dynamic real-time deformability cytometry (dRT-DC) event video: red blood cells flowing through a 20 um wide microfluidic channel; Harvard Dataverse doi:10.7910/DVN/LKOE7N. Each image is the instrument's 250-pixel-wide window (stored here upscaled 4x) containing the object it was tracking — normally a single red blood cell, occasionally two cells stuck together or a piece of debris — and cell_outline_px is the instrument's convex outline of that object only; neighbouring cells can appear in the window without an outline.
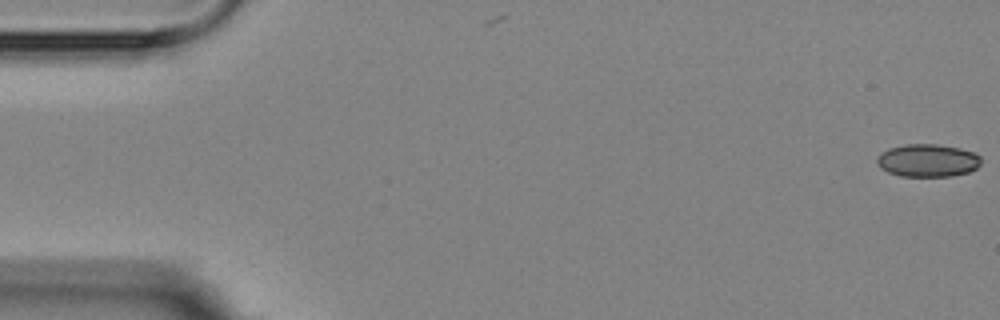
{"species": "Egyptian fruit bat (a non-hibernating species)", "species_latin": "Rousettus aegyptiacus", "temperature_condition": "room temperature", "stored_images_in_passage": 7, "camera_frame_rate_fps": 3000, "um_per_image_px": 0.085, "animal": {"sex": "female"}, "frame": {"image": 1, "passage_image": 1, "time_ms": 0.0, "image_size_px": [1000, 320], "cell_outline_px": [[980, 164], [976, 168], [968, 172], [952, 176], [900, 176], [888, 172], [880, 168], [876, 164], [876, 160], [880, 152], [888, 148], [904, 144], [936, 144], [960, 148], [976, 152], [980, 156]], "centroid_in_image_um": [78.83, 13.63], "position_along_channel_um": 6.2, "area_um2": 20.11}}
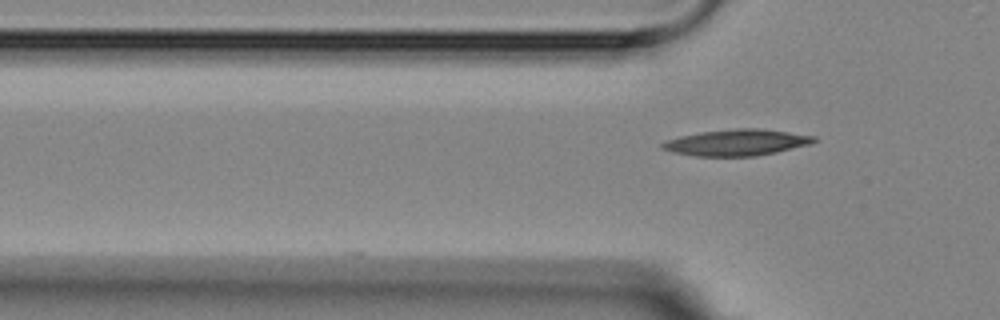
{"frame": {"image": 2, "passage_image": 7, "time_ms": 7.667, "image_size_px": [1000, 320], "cell_outline_px": [[816, 140], [812, 144], [776, 152], [756, 156], [696, 156], [672, 152], [660, 148], [660, 144], [668, 140], [680, 136], [700, 132], [736, 128], [760, 128], [816, 136]], "centroid_in_image_um": [62.62, 12.11], "position_along_channel_um": 63.2, "area_um2": 23.24}}